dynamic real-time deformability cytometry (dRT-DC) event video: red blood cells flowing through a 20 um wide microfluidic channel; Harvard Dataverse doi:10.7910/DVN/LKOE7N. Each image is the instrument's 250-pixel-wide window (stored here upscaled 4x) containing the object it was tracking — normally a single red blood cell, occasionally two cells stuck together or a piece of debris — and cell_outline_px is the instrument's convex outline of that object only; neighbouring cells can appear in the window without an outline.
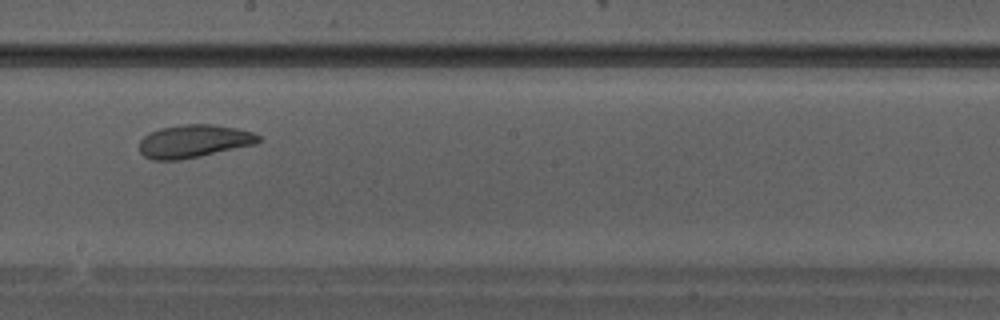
{"species": "Egyptian fruit bat (a non-hibernating species)", "species_latin": "Rousettus aegyptiacus", "temperature_condition": "warm", "stored_images_in_passage": 27, "camera_frame_rate_fps": 3000, "um_per_image_px": 0.085, "animal": {"sex": "male"}, "frame": {"image": 1, "passage_image": 16, "time_ms": 5.0, "image_size_px": [1000, 320], "cell_outline_px": [[260, 140], [256, 144], [200, 156], [180, 160], [152, 160], [144, 156], [140, 152], [140, 140], [148, 132], [160, 128], [184, 124], [212, 124], [236, 128], [252, 132], [260, 136]], "centroid_in_image_um": [16.45, 12.0], "position_along_channel_um": 231.7, "area_um2": 22.89}}